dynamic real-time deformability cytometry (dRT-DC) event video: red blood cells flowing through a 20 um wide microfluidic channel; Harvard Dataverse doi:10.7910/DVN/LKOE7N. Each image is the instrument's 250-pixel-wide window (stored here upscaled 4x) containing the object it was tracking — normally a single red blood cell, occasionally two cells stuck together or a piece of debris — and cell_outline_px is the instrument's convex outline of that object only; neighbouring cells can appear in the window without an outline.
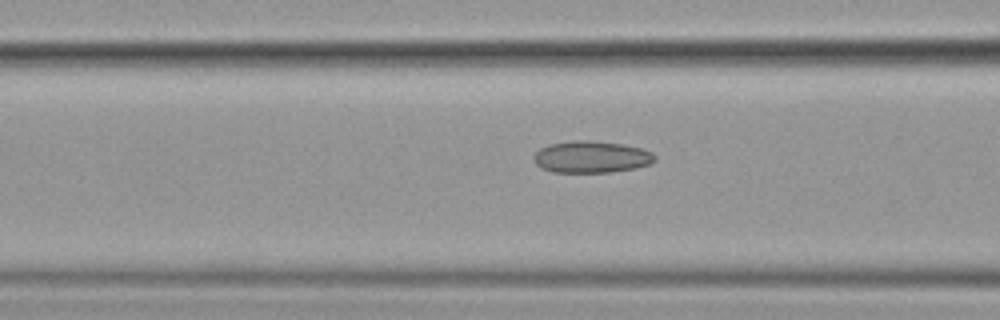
{"species": "common noctule bat (a hibernating species)", "species_latin": "Nyctalus noctula", "temperature_condition": "cold", "stored_images_in_passage": 10, "camera_frame_rate_fps": 3000, "um_per_image_px": 0.085, "animal": {"sex": "female", "body_mass_g": 19.9}, "frame": {"image": 1, "passage_image": 9, "time_ms": 2.667, "image_size_px": [1000, 320], "cell_outline_px": [[656, 160], [648, 164], [636, 168], [612, 172], [552, 172], [540, 168], [532, 160], [532, 156], [540, 148], [548, 144], [576, 140], [588, 140], [624, 144], [644, 148], [652, 152], [656, 156]], "centroid_in_image_um": [50.26, 13.33], "position_along_channel_um": 116.3, "area_um2": 22.77}}